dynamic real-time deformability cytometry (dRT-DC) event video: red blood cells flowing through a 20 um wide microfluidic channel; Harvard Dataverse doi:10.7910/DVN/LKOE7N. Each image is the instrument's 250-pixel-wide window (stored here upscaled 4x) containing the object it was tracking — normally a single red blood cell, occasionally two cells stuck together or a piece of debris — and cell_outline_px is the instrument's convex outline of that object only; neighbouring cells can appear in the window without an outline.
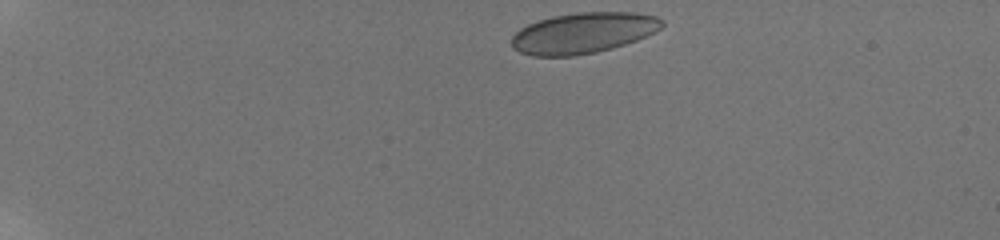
{"species": "human", "species_latin": "Homo sapiens", "temperature_condition": "room temperature", "stored_images_in_passage": 44, "camera_frame_rate_fps": 3000, "um_per_image_px": 0.085, "donor": {"sex": "male"}, "frame": {"image": 1, "passage_image": 1, "time_ms": 0.0, "image_size_px": [1000, 240], "cell_outline_px": [[664, 24], [660, 28], [636, 40], [612, 48], [596, 52], [572, 56], [532, 56], [520, 52], [512, 48], [512, 36], [520, 28], [528, 24], [552, 16], [576, 12], [632, 12], [656, 16], [664, 20]], "centroid_in_image_um": [49.55, 2.8], "position_along_channel_um": 35.5, "area_um2": 35.6}}
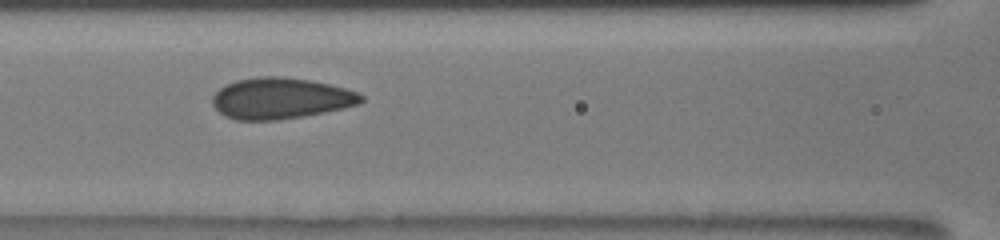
{"frame": {"image": 2, "passage_image": 17, "time_ms": 5.333, "image_size_px": [1000, 240], "cell_outline_px": [[364, 100], [360, 104], [344, 108], [304, 116], [276, 120], [236, 120], [224, 116], [212, 104], [212, 96], [224, 84], [236, 80], [260, 76], [280, 76], [308, 80], [328, 84], [344, 88], [356, 92], [364, 96]], "centroid_in_image_um": [23.84, 8.36], "position_along_channel_um": 142.8, "area_um2": 35.66}}
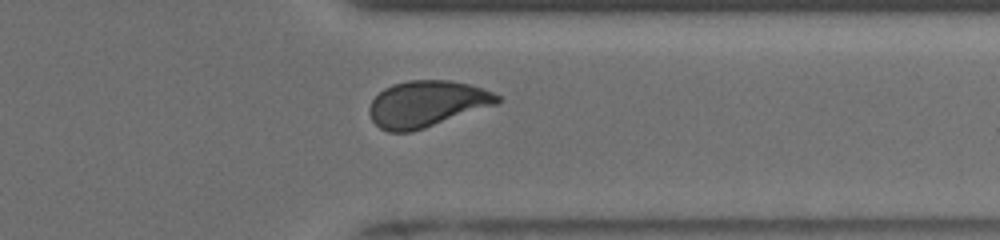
{"frame": {"image": 3, "passage_image": 35, "time_ms": 11.333, "image_size_px": [1000, 240], "cell_outline_px": [[500, 100], [496, 104], [412, 132], [388, 132], [380, 128], [372, 120], [368, 112], [368, 108], [372, 100], [384, 88], [392, 84], [408, 80], [448, 80], [468, 84], [492, 92], [500, 96]], "centroid_in_image_um": [36.22, 8.83], "position_along_channel_um": 375.2, "area_um2": 34.22}, "authors_computed_cell_mechanics": {"area_um2": 35.2291, "velocity_mm_per_s": 3.8698, "shape_relaxation_time_tau1_ms": 9.9915, "shape_relaxation_time_tau2_ms": 0.6273, "deformation_change_tau1": 0.1478, "deformation_change_tau2": 0.0603}}